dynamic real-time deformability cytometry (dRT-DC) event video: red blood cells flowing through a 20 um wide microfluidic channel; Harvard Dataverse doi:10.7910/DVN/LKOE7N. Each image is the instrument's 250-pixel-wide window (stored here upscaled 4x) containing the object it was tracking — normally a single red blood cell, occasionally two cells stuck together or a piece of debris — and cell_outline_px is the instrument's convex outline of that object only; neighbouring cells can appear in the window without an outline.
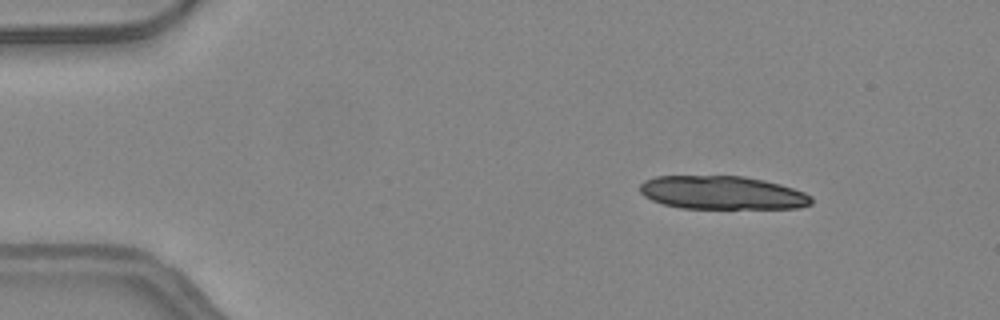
{"species": "common noctule bat (a hibernating species)", "species_latin": "Nyctalus noctula", "temperature_condition": "warm", "stored_images_in_passage": 12, "camera_frame_rate_fps": 3000, "um_per_image_px": 0.085, "animal": {"sex": "female", "body_mass_g": 24.6, "forearm_length_mm": 56.2}, "frame": {"image": 1, "passage_image": 1, "time_ms": 0.0, "image_size_px": [1000, 320], "cell_outline_px": [[812, 204], [800, 208], [680, 208], [664, 204], [652, 200], [644, 196], [640, 192], [640, 184], [644, 180], [656, 176], [744, 176], [764, 180], [780, 184], [804, 192], [812, 196]], "centroid_in_image_um": [61.39, 16.38], "position_along_channel_um": 23.6, "area_um2": 33.41}}